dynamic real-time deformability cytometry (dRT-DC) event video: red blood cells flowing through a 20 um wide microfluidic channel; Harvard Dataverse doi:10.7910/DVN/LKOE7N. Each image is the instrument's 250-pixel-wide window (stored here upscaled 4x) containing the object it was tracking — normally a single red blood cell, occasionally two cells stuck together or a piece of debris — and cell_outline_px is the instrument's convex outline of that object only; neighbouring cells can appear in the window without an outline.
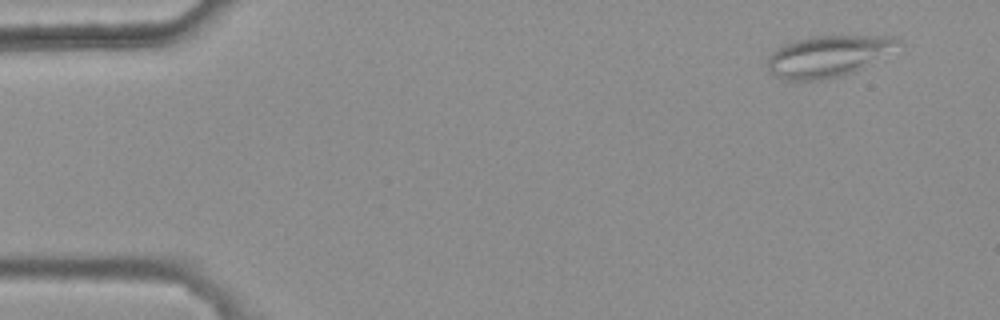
{"species": "common noctule bat (a hibernating species)", "species_latin": "Nyctalus noctula", "temperature_condition": "warm", "stored_images_in_passage": 4, "camera_frame_rate_fps": 3000, "um_per_image_px": 0.085, "animal": {"sex": "female", "body_mass_g": 25.1}, "frame": {"image": 1, "passage_image": 1, "time_ms": 0.0, "image_size_px": [1000, 320], "cell_outline_px": [[904, 44], [864, 68], [840, 76], [820, 80], [784, 80], [776, 76], [768, 68], [768, 56], [776, 48], [784, 44], [796, 40], [812, 36], [896, 36]], "centroid_in_image_um": [70.43, 4.76], "position_along_channel_um": 14.6, "area_um2": 31.56}}